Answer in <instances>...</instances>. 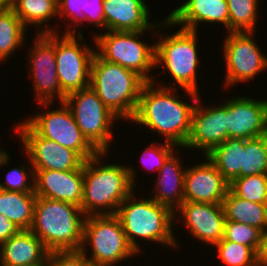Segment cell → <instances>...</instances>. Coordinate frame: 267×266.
I'll use <instances>...</instances> for the list:
<instances>
[{
  "label": "cell",
  "instance_id": "31",
  "mask_svg": "<svg viewBox=\"0 0 267 266\" xmlns=\"http://www.w3.org/2000/svg\"><path fill=\"white\" fill-rule=\"evenodd\" d=\"M229 189L241 199L267 204V174L237 177Z\"/></svg>",
  "mask_w": 267,
  "mask_h": 266
},
{
  "label": "cell",
  "instance_id": "15",
  "mask_svg": "<svg viewBox=\"0 0 267 266\" xmlns=\"http://www.w3.org/2000/svg\"><path fill=\"white\" fill-rule=\"evenodd\" d=\"M200 100L198 98L194 107L191 131L184 148L199 149L205 156L228 139V101L218 106L201 107Z\"/></svg>",
  "mask_w": 267,
  "mask_h": 266
},
{
  "label": "cell",
  "instance_id": "42",
  "mask_svg": "<svg viewBox=\"0 0 267 266\" xmlns=\"http://www.w3.org/2000/svg\"><path fill=\"white\" fill-rule=\"evenodd\" d=\"M8 6V0H0V11Z\"/></svg>",
  "mask_w": 267,
  "mask_h": 266
},
{
  "label": "cell",
  "instance_id": "34",
  "mask_svg": "<svg viewBox=\"0 0 267 266\" xmlns=\"http://www.w3.org/2000/svg\"><path fill=\"white\" fill-rule=\"evenodd\" d=\"M263 232L250 225L235 221H225L224 239L259 250Z\"/></svg>",
  "mask_w": 267,
  "mask_h": 266
},
{
  "label": "cell",
  "instance_id": "21",
  "mask_svg": "<svg viewBox=\"0 0 267 266\" xmlns=\"http://www.w3.org/2000/svg\"><path fill=\"white\" fill-rule=\"evenodd\" d=\"M171 27L197 31L199 23H222L229 33L227 0H187L166 17ZM182 25V26H181Z\"/></svg>",
  "mask_w": 267,
  "mask_h": 266
},
{
  "label": "cell",
  "instance_id": "27",
  "mask_svg": "<svg viewBox=\"0 0 267 266\" xmlns=\"http://www.w3.org/2000/svg\"><path fill=\"white\" fill-rule=\"evenodd\" d=\"M36 198L35 192L0 190V214L7 217L20 230H30Z\"/></svg>",
  "mask_w": 267,
  "mask_h": 266
},
{
  "label": "cell",
  "instance_id": "37",
  "mask_svg": "<svg viewBox=\"0 0 267 266\" xmlns=\"http://www.w3.org/2000/svg\"><path fill=\"white\" fill-rule=\"evenodd\" d=\"M49 266H93L79 251L49 252Z\"/></svg>",
  "mask_w": 267,
  "mask_h": 266
},
{
  "label": "cell",
  "instance_id": "5",
  "mask_svg": "<svg viewBox=\"0 0 267 266\" xmlns=\"http://www.w3.org/2000/svg\"><path fill=\"white\" fill-rule=\"evenodd\" d=\"M146 82L135 71L106 61L95 53L91 65L90 87L119 120L133 119Z\"/></svg>",
  "mask_w": 267,
  "mask_h": 266
},
{
  "label": "cell",
  "instance_id": "13",
  "mask_svg": "<svg viewBox=\"0 0 267 266\" xmlns=\"http://www.w3.org/2000/svg\"><path fill=\"white\" fill-rule=\"evenodd\" d=\"M34 43L28 51V64L31 81L35 92V100L39 103H53L55 99L64 102L58 81L55 58V32L37 33Z\"/></svg>",
  "mask_w": 267,
  "mask_h": 266
},
{
  "label": "cell",
  "instance_id": "11",
  "mask_svg": "<svg viewBox=\"0 0 267 266\" xmlns=\"http://www.w3.org/2000/svg\"><path fill=\"white\" fill-rule=\"evenodd\" d=\"M60 108L49 110L53 103H40L48 111L24 120L40 137L52 140L63 147L76 151L85 161L94 157L98 151L83 136L73 114L65 102H59Z\"/></svg>",
  "mask_w": 267,
  "mask_h": 266
},
{
  "label": "cell",
  "instance_id": "9",
  "mask_svg": "<svg viewBox=\"0 0 267 266\" xmlns=\"http://www.w3.org/2000/svg\"><path fill=\"white\" fill-rule=\"evenodd\" d=\"M75 30L72 26L67 27L61 37L59 32H55L58 81L65 96L90 87L91 65L96 53L95 48L91 49L85 44L81 31L77 32L76 37Z\"/></svg>",
  "mask_w": 267,
  "mask_h": 266
},
{
  "label": "cell",
  "instance_id": "24",
  "mask_svg": "<svg viewBox=\"0 0 267 266\" xmlns=\"http://www.w3.org/2000/svg\"><path fill=\"white\" fill-rule=\"evenodd\" d=\"M245 139L228 138L205 155L230 184L235 178L243 177V152Z\"/></svg>",
  "mask_w": 267,
  "mask_h": 266
},
{
  "label": "cell",
  "instance_id": "33",
  "mask_svg": "<svg viewBox=\"0 0 267 266\" xmlns=\"http://www.w3.org/2000/svg\"><path fill=\"white\" fill-rule=\"evenodd\" d=\"M213 247L218 250L219 260L227 266H258L257 253L249 246L223 238Z\"/></svg>",
  "mask_w": 267,
  "mask_h": 266
},
{
  "label": "cell",
  "instance_id": "28",
  "mask_svg": "<svg viewBox=\"0 0 267 266\" xmlns=\"http://www.w3.org/2000/svg\"><path fill=\"white\" fill-rule=\"evenodd\" d=\"M58 16L68 18L76 27L89 22L105 29L103 0H58Z\"/></svg>",
  "mask_w": 267,
  "mask_h": 266
},
{
  "label": "cell",
  "instance_id": "22",
  "mask_svg": "<svg viewBox=\"0 0 267 266\" xmlns=\"http://www.w3.org/2000/svg\"><path fill=\"white\" fill-rule=\"evenodd\" d=\"M49 251L30 230H20L0 244V266H24L42 261Z\"/></svg>",
  "mask_w": 267,
  "mask_h": 266
},
{
  "label": "cell",
  "instance_id": "25",
  "mask_svg": "<svg viewBox=\"0 0 267 266\" xmlns=\"http://www.w3.org/2000/svg\"><path fill=\"white\" fill-rule=\"evenodd\" d=\"M222 206L226 221L254 226L263 233L267 231V204L241 199L229 189Z\"/></svg>",
  "mask_w": 267,
  "mask_h": 266
},
{
  "label": "cell",
  "instance_id": "8",
  "mask_svg": "<svg viewBox=\"0 0 267 266\" xmlns=\"http://www.w3.org/2000/svg\"><path fill=\"white\" fill-rule=\"evenodd\" d=\"M145 31H106L95 34L96 53L104 60L121 65L142 76L147 82L153 81L155 69V44L138 39Z\"/></svg>",
  "mask_w": 267,
  "mask_h": 266
},
{
  "label": "cell",
  "instance_id": "40",
  "mask_svg": "<svg viewBox=\"0 0 267 266\" xmlns=\"http://www.w3.org/2000/svg\"><path fill=\"white\" fill-rule=\"evenodd\" d=\"M1 148V147H0ZM9 154L5 152V150L0 149V167L7 165L10 161Z\"/></svg>",
  "mask_w": 267,
  "mask_h": 266
},
{
  "label": "cell",
  "instance_id": "18",
  "mask_svg": "<svg viewBox=\"0 0 267 266\" xmlns=\"http://www.w3.org/2000/svg\"><path fill=\"white\" fill-rule=\"evenodd\" d=\"M204 159L207 161L186 168L184 202L222 204L230 184L206 156Z\"/></svg>",
  "mask_w": 267,
  "mask_h": 266
},
{
  "label": "cell",
  "instance_id": "16",
  "mask_svg": "<svg viewBox=\"0 0 267 266\" xmlns=\"http://www.w3.org/2000/svg\"><path fill=\"white\" fill-rule=\"evenodd\" d=\"M177 210L174 218L180 213L189 233L200 242L214 246L224 238L226 219L222 204L183 202Z\"/></svg>",
  "mask_w": 267,
  "mask_h": 266
},
{
  "label": "cell",
  "instance_id": "12",
  "mask_svg": "<svg viewBox=\"0 0 267 266\" xmlns=\"http://www.w3.org/2000/svg\"><path fill=\"white\" fill-rule=\"evenodd\" d=\"M254 32H229L224 40V57L226 61L225 87L241 82L252 81L251 78L265 71L267 55L261 52L254 38Z\"/></svg>",
  "mask_w": 267,
  "mask_h": 266
},
{
  "label": "cell",
  "instance_id": "39",
  "mask_svg": "<svg viewBox=\"0 0 267 266\" xmlns=\"http://www.w3.org/2000/svg\"><path fill=\"white\" fill-rule=\"evenodd\" d=\"M258 266H267V231L263 233L261 244L257 252Z\"/></svg>",
  "mask_w": 267,
  "mask_h": 266
},
{
  "label": "cell",
  "instance_id": "38",
  "mask_svg": "<svg viewBox=\"0 0 267 266\" xmlns=\"http://www.w3.org/2000/svg\"><path fill=\"white\" fill-rule=\"evenodd\" d=\"M20 229L7 217L0 214V244L17 234Z\"/></svg>",
  "mask_w": 267,
  "mask_h": 266
},
{
  "label": "cell",
  "instance_id": "20",
  "mask_svg": "<svg viewBox=\"0 0 267 266\" xmlns=\"http://www.w3.org/2000/svg\"><path fill=\"white\" fill-rule=\"evenodd\" d=\"M37 197L63 201L81 207L84 190L83 165L76 170H34Z\"/></svg>",
  "mask_w": 267,
  "mask_h": 266
},
{
  "label": "cell",
  "instance_id": "26",
  "mask_svg": "<svg viewBox=\"0 0 267 266\" xmlns=\"http://www.w3.org/2000/svg\"><path fill=\"white\" fill-rule=\"evenodd\" d=\"M8 6L16 13L25 27L29 25L35 27L36 25L37 33L59 32L55 28L51 29L50 26L42 27L44 22H49L54 16V18L58 16V0H8ZM39 27L42 28V31L38 29Z\"/></svg>",
  "mask_w": 267,
  "mask_h": 266
},
{
  "label": "cell",
  "instance_id": "36",
  "mask_svg": "<svg viewBox=\"0 0 267 266\" xmlns=\"http://www.w3.org/2000/svg\"><path fill=\"white\" fill-rule=\"evenodd\" d=\"M151 144L152 145L147 146L146 150H144V152L142 153L143 155H141L140 157H141L142 160H144V159L147 160V161H144L147 164V166H148L147 162H149V164L151 162H153V167L156 168L155 169L156 172L157 171L159 172L160 169L163 167L164 163L166 162V160L173 153H175V151L179 147L176 146L175 144H172V143H169V142H166V141H165V143L160 145V144H157V142L155 144V141L153 140V142ZM158 145H159V147H158ZM148 159H151V160L148 161ZM149 166H151V164ZM153 167H151V169H153Z\"/></svg>",
  "mask_w": 267,
  "mask_h": 266
},
{
  "label": "cell",
  "instance_id": "19",
  "mask_svg": "<svg viewBox=\"0 0 267 266\" xmlns=\"http://www.w3.org/2000/svg\"><path fill=\"white\" fill-rule=\"evenodd\" d=\"M105 31H142L170 28L165 18L161 23H152L148 5L144 0H103Z\"/></svg>",
  "mask_w": 267,
  "mask_h": 266
},
{
  "label": "cell",
  "instance_id": "10",
  "mask_svg": "<svg viewBox=\"0 0 267 266\" xmlns=\"http://www.w3.org/2000/svg\"><path fill=\"white\" fill-rule=\"evenodd\" d=\"M64 102L88 142L98 152H108L110 141L114 138L112 125L119 118L104 105L91 87L66 95Z\"/></svg>",
  "mask_w": 267,
  "mask_h": 266
},
{
  "label": "cell",
  "instance_id": "29",
  "mask_svg": "<svg viewBox=\"0 0 267 266\" xmlns=\"http://www.w3.org/2000/svg\"><path fill=\"white\" fill-rule=\"evenodd\" d=\"M27 27L7 6L0 11V61H6L19 47H23Z\"/></svg>",
  "mask_w": 267,
  "mask_h": 266
},
{
  "label": "cell",
  "instance_id": "32",
  "mask_svg": "<svg viewBox=\"0 0 267 266\" xmlns=\"http://www.w3.org/2000/svg\"><path fill=\"white\" fill-rule=\"evenodd\" d=\"M257 174H267V135L245 139L243 177Z\"/></svg>",
  "mask_w": 267,
  "mask_h": 266
},
{
  "label": "cell",
  "instance_id": "17",
  "mask_svg": "<svg viewBox=\"0 0 267 266\" xmlns=\"http://www.w3.org/2000/svg\"><path fill=\"white\" fill-rule=\"evenodd\" d=\"M228 138L253 139L267 135V100L233 97L228 100Z\"/></svg>",
  "mask_w": 267,
  "mask_h": 266
},
{
  "label": "cell",
  "instance_id": "14",
  "mask_svg": "<svg viewBox=\"0 0 267 266\" xmlns=\"http://www.w3.org/2000/svg\"><path fill=\"white\" fill-rule=\"evenodd\" d=\"M15 129L33 170L70 171L79 169L85 162L76 151L40 137L24 120Z\"/></svg>",
  "mask_w": 267,
  "mask_h": 266
},
{
  "label": "cell",
  "instance_id": "23",
  "mask_svg": "<svg viewBox=\"0 0 267 266\" xmlns=\"http://www.w3.org/2000/svg\"><path fill=\"white\" fill-rule=\"evenodd\" d=\"M185 171L175 151L158 172L157 181L155 180L156 187H154L155 195L151 198L169 207L173 212L176 211L184 202Z\"/></svg>",
  "mask_w": 267,
  "mask_h": 266
},
{
  "label": "cell",
  "instance_id": "41",
  "mask_svg": "<svg viewBox=\"0 0 267 266\" xmlns=\"http://www.w3.org/2000/svg\"><path fill=\"white\" fill-rule=\"evenodd\" d=\"M24 266H49V254L40 262H36L33 264H28Z\"/></svg>",
  "mask_w": 267,
  "mask_h": 266
},
{
  "label": "cell",
  "instance_id": "2",
  "mask_svg": "<svg viewBox=\"0 0 267 266\" xmlns=\"http://www.w3.org/2000/svg\"><path fill=\"white\" fill-rule=\"evenodd\" d=\"M107 156L108 152H98L83 164L84 190L80 208L85 217L116 214L120 204L135 190L134 168L116 163L104 165L102 161Z\"/></svg>",
  "mask_w": 267,
  "mask_h": 266
},
{
  "label": "cell",
  "instance_id": "6",
  "mask_svg": "<svg viewBox=\"0 0 267 266\" xmlns=\"http://www.w3.org/2000/svg\"><path fill=\"white\" fill-rule=\"evenodd\" d=\"M176 31L169 36L158 34L161 40L155 43V66L165 67L163 71H168V74L172 75L177 86L158 84L164 87H181L185 92L200 93L196 76L200 63L197 56V31L183 28Z\"/></svg>",
  "mask_w": 267,
  "mask_h": 266
},
{
  "label": "cell",
  "instance_id": "3",
  "mask_svg": "<svg viewBox=\"0 0 267 266\" xmlns=\"http://www.w3.org/2000/svg\"><path fill=\"white\" fill-rule=\"evenodd\" d=\"M84 221L85 214L78 205L37 197L30 231L49 252L79 251Z\"/></svg>",
  "mask_w": 267,
  "mask_h": 266
},
{
  "label": "cell",
  "instance_id": "30",
  "mask_svg": "<svg viewBox=\"0 0 267 266\" xmlns=\"http://www.w3.org/2000/svg\"><path fill=\"white\" fill-rule=\"evenodd\" d=\"M229 32H256L259 0H227Z\"/></svg>",
  "mask_w": 267,
  "mask_h": 266
},
{
  "label": "cell",
  "instance_id": "1",
  "mask_svg": "<svg viewBox=\"0 0 267 266\" xmlns=\"http://www.w3.org/2000/svg\"><path fill=\"white\" fill-rule=\"evenodd\" d=\"M157 78L143 86L136 113L131 121L163 135L166 142L185 147L191 131L192 113L199 93L189 91L186 94L193 103L182 101L178 88L156 85ZM155 86V87H154ZM173 90V91H172ZM178 94V95H177Z\"/></svg>",
  "mask_w": 267,
  "mask_h": 266
},
{
  "label": "cell",
  "instance_id": "7",
  "mask_svg": "<svg viewBox=\"0 0 267 266\" xmlns=\"http://www.w3.org/2000/svg\"><path fill=\"white\" fill-rule=\"evenodd\" d=\"M88 243L91 253H88ZM80 251L93 266H116L117 262L137 254L115 214L85 217Z\"/></svg>",
  "mask_w": 267,
  "mask_h": 266
},
{
  "label": "cell",
  "instance_id": "4",
  "mask_svg": "<svg viewBox=\"0 0 267 266\" xmlns=\"http://www.w3.org/2000/svg\"><path fill=\"white\" fill-rule=\"evenodd\" d=\"M135 198L132 192L118 207L116 216L121 222L130 246L139 253V238L162 243L177 249L179 242L174 236V212L152 198ZM173 225V226H172ZM138 238V240H136ZM138 242V243H137Z\"/></svg>",
  "mask_w": 267,
  "mask_h": 266
},
{
  "label": "cell",
  "instance_id": "35",
  "mask_svg": "<svg viewBox=\"0 0 267 266\" xmlns=\"http://www.w3.org/2000/svg\"><path fill=\"white\" fill-rule=\"evenodd\" d=\"M31 170L26 169L24 164H22L21 168H12L10 171L8 170V173L5 176V182H0V190H6V191H13V192H21V193H32L34 192V178L35 173L33 170L32 165ZM27 170V172H26ZM32 178V179H31ZM32 180V183L31 181Z\"/></svg>",
  "mask_w": 267,
  "mask_h": 266
}]
</instances>
